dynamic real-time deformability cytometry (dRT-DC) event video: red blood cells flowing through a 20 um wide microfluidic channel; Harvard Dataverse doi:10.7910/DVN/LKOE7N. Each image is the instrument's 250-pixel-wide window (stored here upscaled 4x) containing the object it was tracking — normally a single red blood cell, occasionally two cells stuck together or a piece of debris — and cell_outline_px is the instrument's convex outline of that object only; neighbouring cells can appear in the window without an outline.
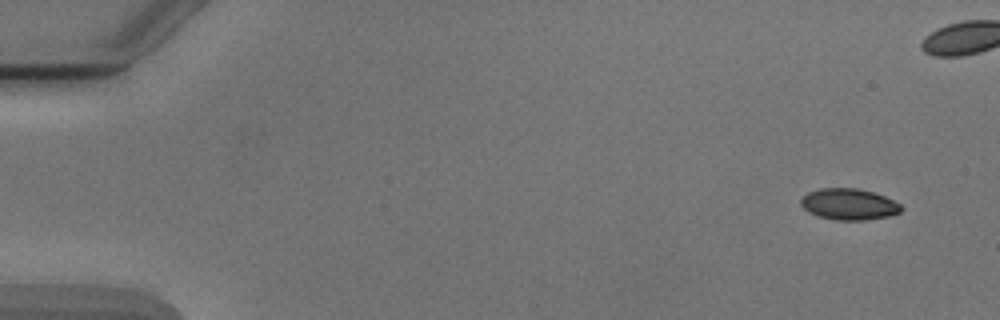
{"species": "Egyptian fruit bat (a non-hibernating species)", "species_latin": "Rousettus aegyptiacus", "temperature_condition": "cold", "stored_images_in_passage": 8, "segment_of_instrument_passage": [1, 2], "camera_frame_rate_fps": 3000, "um_per_image_px": 0.085, "animal": {"sex": "male"}, "frame": {"image": 1, "passage_image": 1, "time_ms": 0.0, "image_size_px": [1000, 320], "cell_outline_px": [[904, 208], [900, 212], [888, 216], [864, 220], [836, 220], [820, 216], [808, 212], [800, 204], [800, 200], [808, 192], [820, 188], [856, 188], [872, 192], [884, 196], [900, 204]], "centroid_in_image_um": [72.15, 17.36], "position_along_channel_um": 12.8, "area_um2": 18.15}}
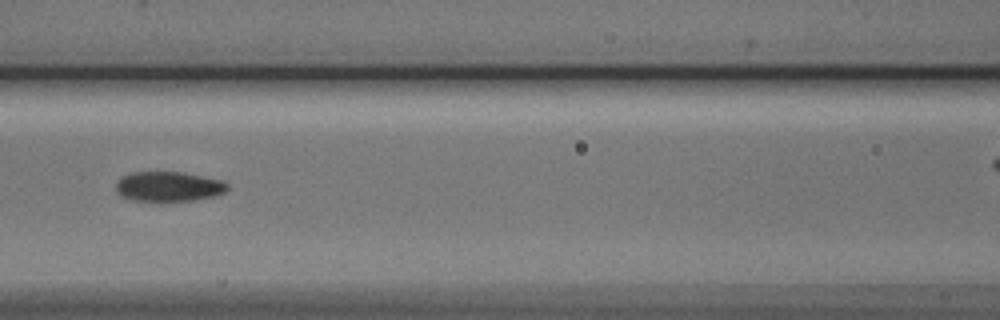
{"frame": {"image": 2, "passage_image": 7, "time_ms": 7.0, "image_size_px": [1000, 320], "cell_outline_px": [[228, 188], [224, 192], [212, 196], [192, 200], [132, 200], [116, 192], [116, 184], [124, 176], [132, 172], [184, 172], [220, 180], [228, 184]], "centroid_in_image_um": [14.33, 15.84], "position_along_channel_um": 152.3, "area_um2": 18.9}}